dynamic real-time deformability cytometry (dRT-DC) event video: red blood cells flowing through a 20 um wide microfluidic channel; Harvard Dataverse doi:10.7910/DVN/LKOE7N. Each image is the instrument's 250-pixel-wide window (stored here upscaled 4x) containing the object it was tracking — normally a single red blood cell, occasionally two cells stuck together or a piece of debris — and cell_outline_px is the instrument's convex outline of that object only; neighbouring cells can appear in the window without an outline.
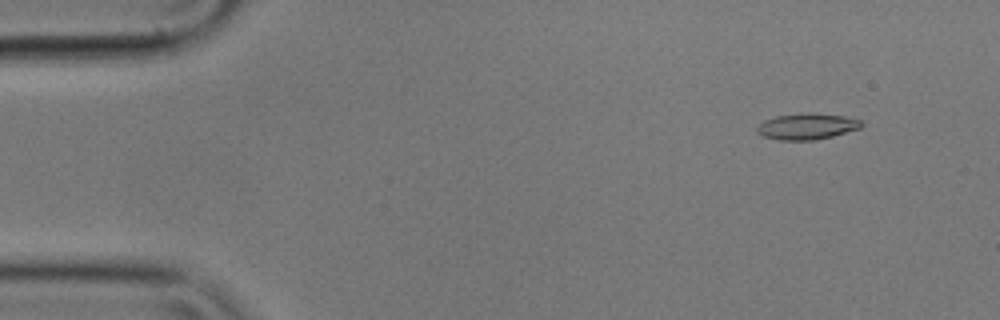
{"species": "common noctule bat (a hibernating species)", "species_latin": "Nyctalus noctula", "temperature_condition": "cold", "stored_images_in_passage": 56, "camera_frame_rate_fps": 3000, "um_per_image_px": 0.085, "animal": {"sex": "male", "body_mass_g": 17.9}, "frame": {"image": 1, "passage_image": 5, "time_ms": 1.333, "image_size_px": [1000, 320], "cell_outline_px": [[864, 124], [860, 128], [832, 136], [816, 140], [780, 140], [764, 136], [756, 132], [756, 128], [764, 120], [776, 116], [800, 112], [812, 112], [844, 116], [860, 120]], "centroid_in_image_um": [68.58, 10.73], "position_along_channel_um": 16.4, "area_um2": 16.01}}
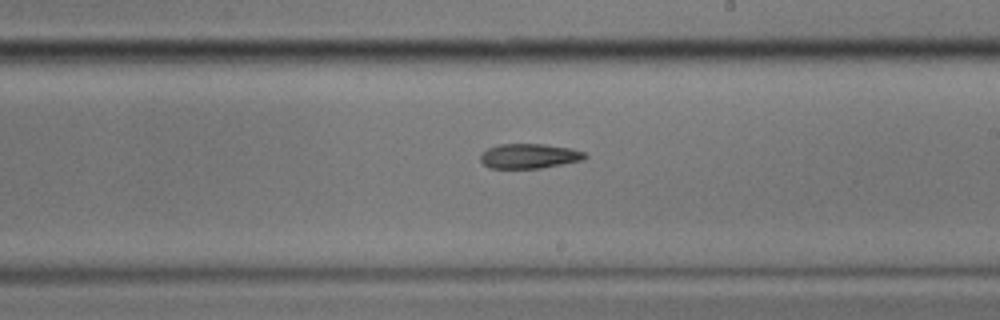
{"frame": {"image": 2, "passage_image": 32, "time_ms": 10.333, "image_size_px": [1000, 320], "cell_outline_px": [[588, 156], [584, 160], [540, 168], [488, 168], [480, 160], [480, 156], [488, 148], [500, 144], [544, 144], [572, 148], [584, 152]], "centroid_in_image_um": [45.01, 13.26], "position_along_channel_um": 244.0, "area_um2": 15.09}}
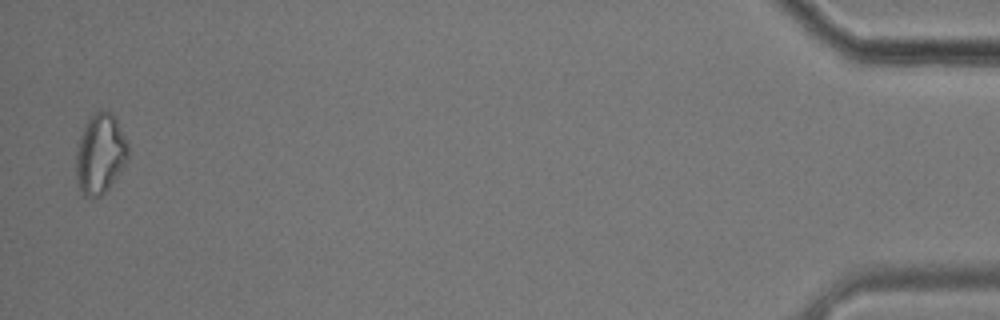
{"frame": {"image": 3, "passage_image": 55, "time_ms": 18.0, "image_size_px": [1000, 320], "cell_outline_px": [[128, 156], [124, 164], [108, 188], [100, 196], [80, 196], [76, 180], [76, 144], [84, 124], [96, 112], [112, 112], [128, 144]], "centroid_in_image_um": [8.46, 13.1], "position_along_channel_um": 426.7, "area_um2": 24.1}, "authors_computed_cell_mechanics": {"area_um2": 16.0395, "velocity_mm_per_s": 3.5511, "shape_relaxation_time_tau1_ms": null, "shape_relaxation_time_tau2_ms": 2.7046, "deformation_change_tau1": null, "deformation_change_tau2": 0.1004}}